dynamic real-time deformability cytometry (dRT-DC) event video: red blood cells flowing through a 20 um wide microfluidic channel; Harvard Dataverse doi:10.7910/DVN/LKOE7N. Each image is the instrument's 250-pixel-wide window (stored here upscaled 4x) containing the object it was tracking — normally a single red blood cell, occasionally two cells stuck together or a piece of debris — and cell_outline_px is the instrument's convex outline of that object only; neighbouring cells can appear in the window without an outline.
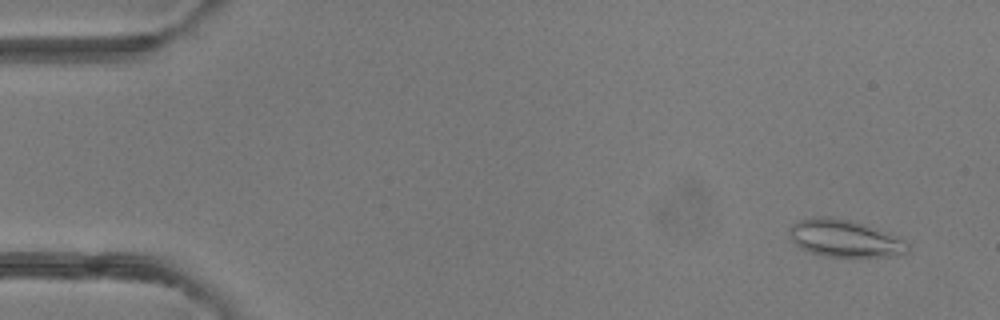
{"species": "common noctule bat (a hibernating species)", "species_latin": "Nyctalus noctula", "temperature_condition": "room temperature", "stored_images_in_passage": 4, "camera_frame_rate_fps": 3000, "um_per_image_px": 0.085, "animal": {"sex": "female"}, "frame": {"image": 1, "passage_image": 1, "time_ms": 0.0, "image_size_px": [1000, 320], "cell_outline_px": [[908, 252], [896, 256], [824, 256], [812, 252], [796, 244], [792, 240], [788, 232], [788, 228], [792, 224], [800, 220], [812, 216], [828, 216], [852, 220], [864, 224], [900, 240], [908, 244]], "centroid_in_image_um": [71.72, 20.24], "position_along_channel_um": 13.3, "area_um2": 25.09}}